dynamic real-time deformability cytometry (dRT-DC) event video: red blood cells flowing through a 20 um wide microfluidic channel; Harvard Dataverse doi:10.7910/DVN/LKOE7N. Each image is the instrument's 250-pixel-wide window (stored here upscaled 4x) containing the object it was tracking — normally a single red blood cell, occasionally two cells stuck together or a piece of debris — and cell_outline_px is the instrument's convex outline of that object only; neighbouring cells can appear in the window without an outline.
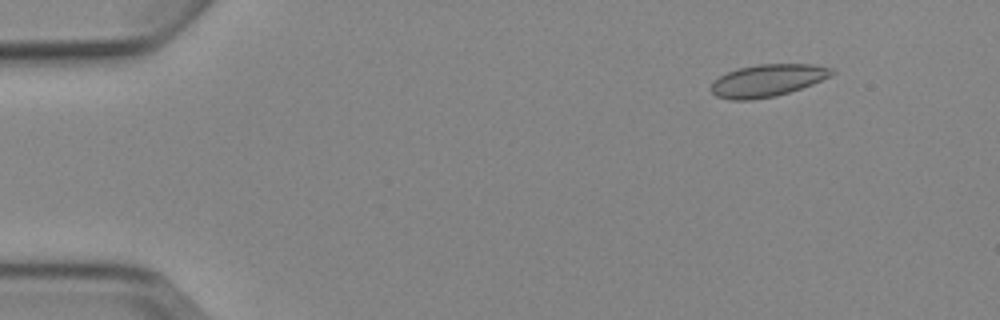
{"species": "Egyptian fruit bat (a non-hibernating species)", "species_latin": "Rousettus aegyptiacus", "temperature_condition": "cold", "stored_images_in_passage": 6, "camera_frame_rate_fps": 3000, "um_per_image_px": 0.085, "animal": {"sex": "female"}, "frame": {"image": 1, "passage_image": 1, "time_ms": 0.0, "image_size_px": [1000, 320], "cell_outline_px": [[836, 72], [832, 76], [812, 84], [776, 96], [752, 100], [728, 100], [716, 96], [708, 88], [720, 76], [736, 68], [756, 64], [816, 64], [832, 68]], "centroid_in_image_um": [65.24, 6.84], "position_along_channel_um": 19.8, "area_um2": 22.89}}
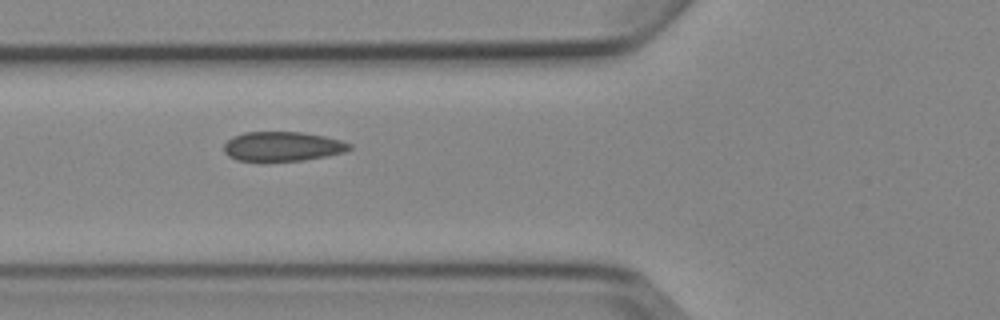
{"frame": {"image": 2, "passage_image": 5, "time_ms": 4.667, "image_size_px": [1000, 320], "cell_outline_px": [[352, 148], [344, 152], [304, 160], [264, 164], [260, 164], [236, 160], [228, 156], [224, 152], [224, 144], [232, 136], [244, 132], [300, 132], [324, 136], [340, 140], [352, 144]], "centroid_in_image_um": [23.94, 12.49], "position_along_channel_um": 101.9, "area_um2": 22.37}}
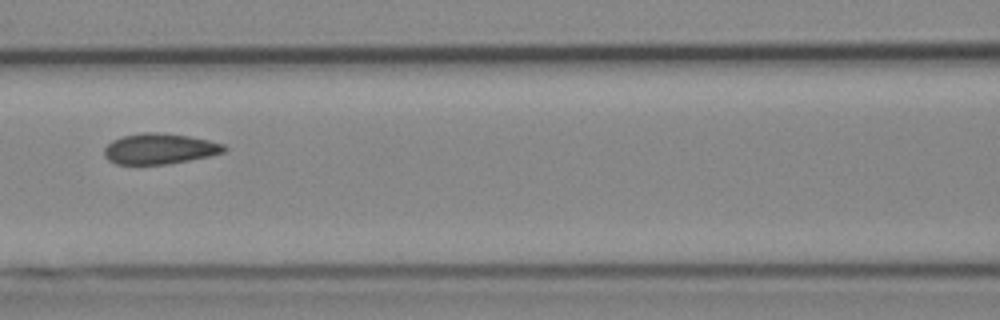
{"frame": {"image": 3, "passage_image": 6, "time_ms": 6.0, "image_size_px": [1000, 320], "cell_outline_px": [[228, 148], [224, 152], [208, 156], [168, 164], [116, 164], [108, 160], [104, 156], [104, 148], [112, 140], [124, 136], [144, 132], [156, 132], [188, 136], [208, 140], [224, 144]], "centroid_in_image_um": [13.55, 12.65], "position_along_channel_um": 153.0, "area_um2": 21.27}}